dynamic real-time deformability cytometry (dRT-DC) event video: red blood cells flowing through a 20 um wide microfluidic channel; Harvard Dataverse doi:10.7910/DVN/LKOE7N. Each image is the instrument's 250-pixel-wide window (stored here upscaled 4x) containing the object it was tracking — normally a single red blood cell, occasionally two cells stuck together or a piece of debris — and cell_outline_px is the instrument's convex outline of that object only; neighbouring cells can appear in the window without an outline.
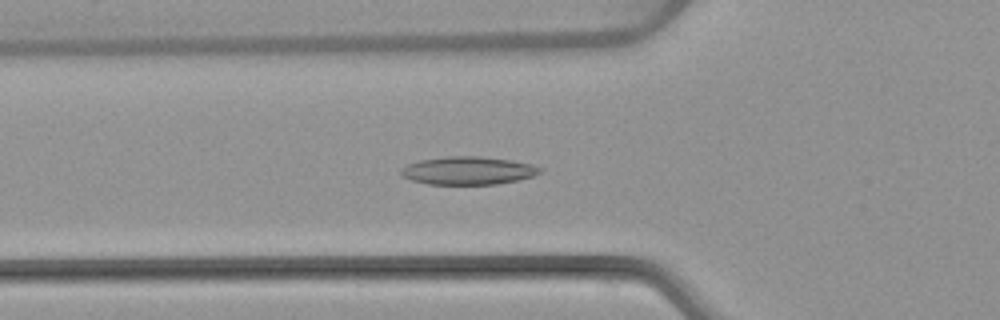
{"species": "common noctule bat (a hibernating species)", "species_latin": "Nyctalus noctula", "temperature_condition": "warm", "stored_images_in_passage": 43, "camera_frame_rate_fps": 3000, "um_per_image_px": 0.085, "animal": {"sex": "female", "body_mass_g": 22.7, "forearm_length_mm": 54.2}, "frame": {"image": 1, "passage_image": 9, "time_ms": 2.667, "image_size_px": [1000, 320], "cell_outline_px": [[544, 172], [532, 176], [516, 180], [496, 184], [428, 184], [412, 180], [404, 176], [400, 172], [400, 168], [408, 164], [420, 160], [444, 156], [480, 156], [512, 160], [532, 164], [544, 168]], "centroid_in_image_um": [39.82, 14.49], "position_along_channel_um": 86.0, "area_um2": 22.77}}
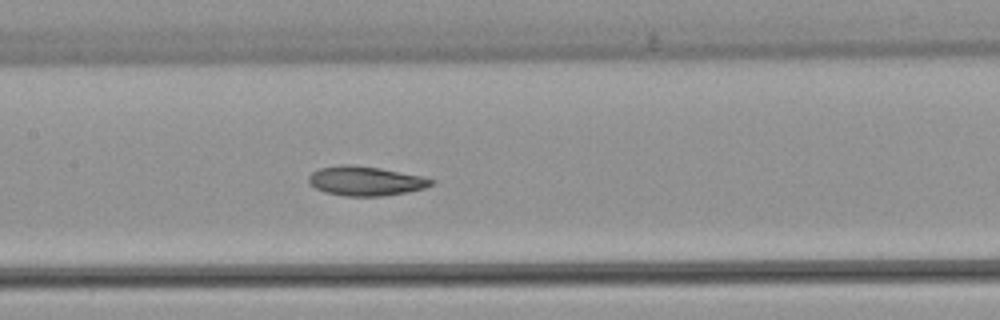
{"frame": {"image": 2, "passage_image": 16, "time_ms": 5.0, "image_size_px": [1000, 320], "cell_outline_px": [[436, 180], [432, 184], [424, 188], [408, 192], [380, 196], [344, 196], [324, 192], [316, 188], [308, 180], [308, 176], [312, 172], [320, 168], [340, 164], [352, 164], [380, 168], [420, 176]], "centroid_in_image_um": [31.05, 15.38], "position_along_channel_um": 176.3, "area_um2": 20.92}}
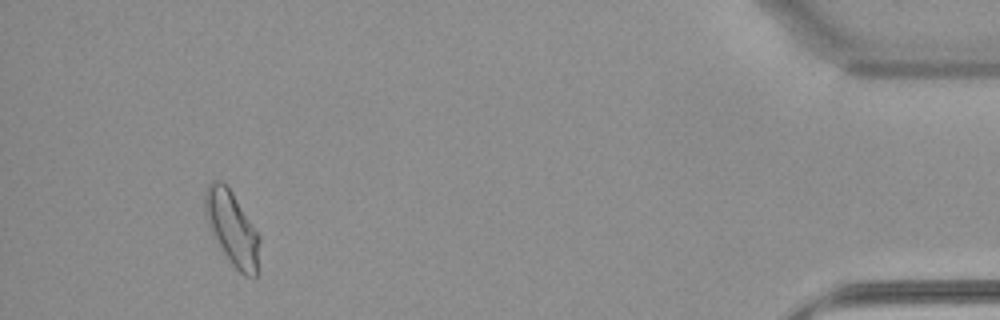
{"frame": {"image": 3, "passage_image": 40, "time_ms": 13.0, "image_size_px": [1000, 320], "cell_outline_px": [[260, 240], [256, 276], [252, 280], [244, 276], [232, 264], [224, 252], [208, 224], [204, 212], [204, 192], [208, 184], [212, 180], [220, 180], [232, 192], [260, 236]], "centroid_in_image_um": [19.73, 19.39], "position_along_channel_um": 415.5, "area_um2": 23.18}, "authors_computed_cell_mechanics": {"area_um2": 21.0392, "velocity_mm_per_s": 3.8461, "shape_relaxation_time_tau1_ms": null, "shape_relaxation_time_tau2_ms": 3.9364, "deformation_change_tau1": null, "deformation_change_tau2": 0.1059}}